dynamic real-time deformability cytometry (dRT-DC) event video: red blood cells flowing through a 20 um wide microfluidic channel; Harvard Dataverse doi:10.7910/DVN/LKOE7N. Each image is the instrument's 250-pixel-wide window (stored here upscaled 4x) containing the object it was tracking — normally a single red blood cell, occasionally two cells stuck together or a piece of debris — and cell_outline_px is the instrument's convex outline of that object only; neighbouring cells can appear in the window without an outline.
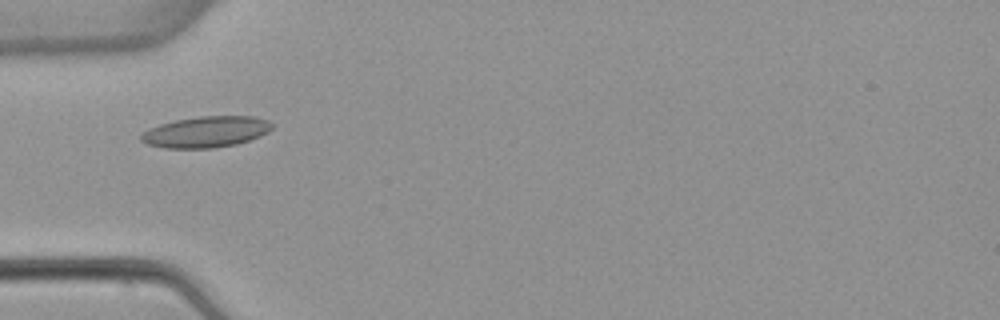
{"species": "common noctule bat (a hibernating species)", "species_latin": "Nyctalus noctula", "temperature_condition": "warm", "stored_images_in_passage": 7, "camera_frame_rate_fps": 3000, "um_per_image_px": 0.085, "animal": {"sex": "female", "body_mass_g": 22.7, "forearm_length_mm": 54.2}, "frame": {"image": 1, "passage_image": 4, "time_ms": 4.0, "image_size_px": [1000, 320], "cell_outline_px": [[272, 128], [268, 132], [260, 136], [236, 144], [216, 148], [164, 148], [148, 144], [140, 140], [140, 136], [148, 128], [160, 124], [176, 120], [200, 116], [252, 116], [268, 120], [272, 124]], "centroid_in_image_um": [17.51, 11.21], "position_along_channel_um": 67.5, "area_um2": 23.7}}
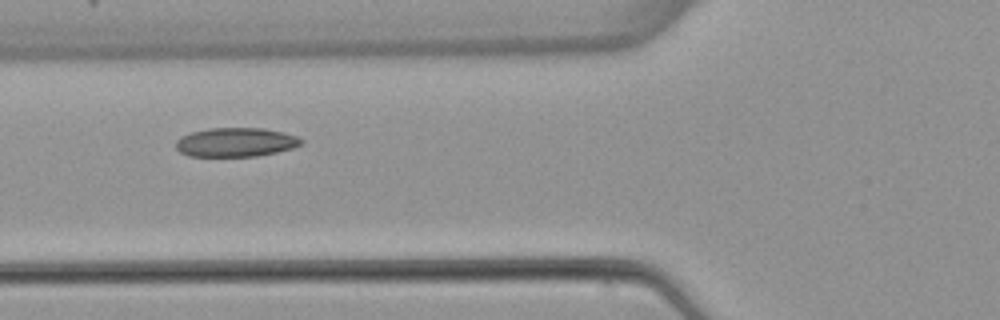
{"frame": {"image": 2, "passage_image": 5, "time_ms": 5.0, "image_size_px": [1000, 320], "cell_outline_px": [[304, 144], [292, 148], [276, 152], [256, 156], [188, 156], [180, 152], [176, 148], [176, 140], [180, 136], [192, 132], [208, 128], [264, 128], [284, 132], [296, 136], [304, 140]], "centroid_in_image_um": [20.05, 12.08], "position_along_channel_um": 105.8, "area_um2": 21.33}}
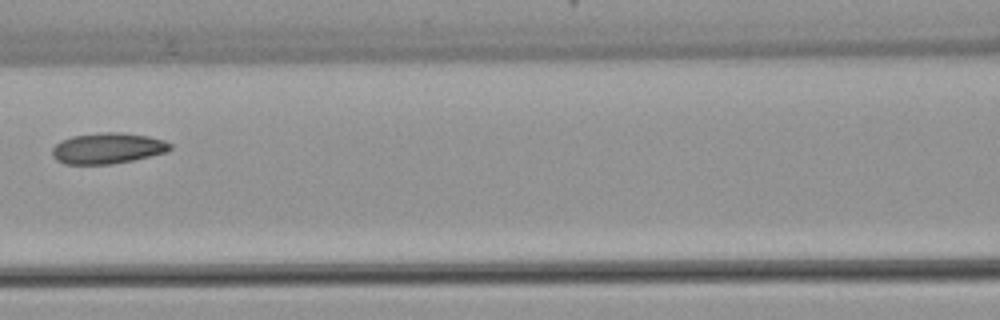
{"frame": {"image": 3, "passage_image": 6, "time_ms": 6.333, "image_size_px": [1000, 320], "cell_outline_px": [[172, 148], [168, 152], [132, 160], [112, 164], [64, 164], [56, 160], [52, 156], [52, 148], [56, 144], [72, 136], [104, 132], [120, 132], [148, 136], [164, 140], [172, 144]], "centroid_in_image_um": [9.17, 12.61], "position_along_channel_um": 157.4, "area_um2": 21.21}}